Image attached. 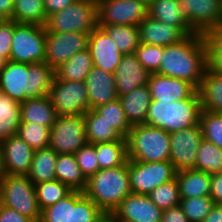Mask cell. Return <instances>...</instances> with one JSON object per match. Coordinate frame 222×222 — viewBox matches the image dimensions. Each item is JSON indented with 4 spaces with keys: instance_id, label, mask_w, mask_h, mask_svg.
<instances>
[{
    "instance_id": "cell-3",
    "label": "cell",
    "mask_w": 222,
    "mask_h": 222,
    "mask_svg": "<svg viewBox=\"0 0 222 222\" xmlns=\"http://www.w3.org/2000/svg\"><path fill=\"white\" fill-rule=\"evenodd\" d=\"M131 191L128 160L121 166L98 170L87 179L84 194L103 212H113Z\"/></svg>"
},
{
    "instance_id": "cell-52",
    "label": "cell",
    "mask_w": 222,
    "mask_h": 222,
    "mask_svg": "<svg viewBox=\"0 0 222 222\" xmlns=\"http://www.w3.org/2000/svg\"><path fill=\"white\" fill-rule=\"evenodd\" d=\"M77 0H43L46 17L72 5Z\"/></svg>"
},
{
    "instance_id": "cell-43",
    "label": "cell",
    "mask_w": 222,
    "mask_h": 222,
    "mask_svg": "<svg viewBox=\"0 0 222 222\" xmlns=\"http://www.w3.org/2000/svg\"><path fill=\"white\" fill-rule=\"evenodd\" d=\"M199 124L203 138L222 150V113L201 109Z\"/></svg>"
},
{
    "instance_id": "cell-42",
    "label": "cell",
    "mask_w": 222,
    "mask_h": 222,
    "mask_svg": "<svg viewBox=\"0 0 222 222\" xmlns=\"http://www.w3.org/2000/svg\"><path fill=\"white\" fill-rule=\"evenodd\" d=\"M148 196L162 211L179 206L181 201L179 186L176 178L159 185L157 188L151 191Z\"/></svg>"
},
{
    "instance_id": "cell-57",
    "label": "cell",
    "mask_w": 222,
    "mask_h": 222,
    "mask_svg": "<svg viewBox=\"0 0 222 222\" xmlns=\"http://www.w3.org/2000/svg\"><path fill=\"white\" fill-rule=\"evenodd\" d=\"M141 1H144L148 4L151 0H141Z\"/></svg>"
},
{
    "instance_id": "cell-13",
    "label": "cell",
    "mask_w": 222,
    "mask_h": 222,
    "mask_svg": "<svg viewBox=\"0 0 222 222\" xmlns=\"http://www.w3.org/2000/svg\"><path fill=\"white\" fill-rule=\"evenodd\" d=\"M89 34L80 32L55 33L46 31L45 60L54 70L77 52L88 48Z\"/></svg>"
},
{
    "instance_id": "cell-55",
    "label": "cell",
    "mask_w": 222,
    "mask_h": 222,
    "mask_svg": "<svg viewBox=\"0 0 222 222\" xmlns=\"http://www.w3.org/2000/svg\"><path fill=\"white\" fill-rule=\"evenodd\" d=\"M93 222H115L113 214L111 212H103Z\"/></svg>"
},
{
    "instance_id": "cell-26",
    "label": "cell",
    "mask_w": 222,
    "mask_h": 222,
    "mask_svg": "<svg viewBox=\"0 0 222 222\" xmlns=\"http://www.w3.org/2000/svg\"><path fill=\"white\" fill-rule=\"evenodd\" d=\"M176 181L181 198L209 196L211 190V174L189 169L176 172Z\"/></svg>"
},
{
    "instance_id": "cell-27",
    "label": "cell",
    "mask_w": 222,
    "mask_h": 222,
    "mask_svg": "<svg viewBox=\"0 0 222 222\" xmlns=\"http://www.w3.org/2000/svg\"><path fill=\"white\" fill-rule=\"evenodd\" d=\"M198 94L201 109L222 113V74L207 67L198 88Z\"/></svg>"
},
{
    "instance_id": "cell-35",
    "label": "cell",
    "mask_w": 222,
    "mask_h": 222,
    "mask_svg": "<svg viewBox=\"0 0 222 222\" xmlns=\"http://www.w3.org/2000/svg\"><path fill=\"white\" fill-rule=\"evenodd\" d=\"M46 19L43 0H14L12 20L16 23L44 26Z\"/></svg>"
},
{
    "instance_id": "cell-40",
    "label": "cell",
    "mask_w": 222,
    "mask_h": 222,
    "mask_svg": "<svg viewBox=\"0 0 222 222\" xmlns=\"http://www.w3.org/2000/svg\"><path fill=\"white\" fill-rule=\"evenodd\" d=\"M203 37L207 48L208 68L222 74V24L207 30Z\"/></svg>"
},
{
    "instance_id": "cell-36",
    "label": "cell",
    "mask_w": 222,
    "mask_h": 222,
    "mask_svg": "<svg viewBox=\"0 0 222 222\" xmlns=\"http://www.w3.org/2000/svg\"><path fill=\"white\" fill-rule=\"evenodd\" d=\"M103 211L84 192L70 193L69 222H93Z\"/></svg>"
},
{
    "instance_id": "cell-17",
    "label": "cell",
    "mask_w": 222,
    "mask_h": 222,
    "mask_svg": "<svg viewBox=\"0 0 222 222\" xmlns=\"http://www.w3.org/2000/svg\"><path fill=\"white\" fill-rule=\"evenodd\" d=\"M115 222H161L162 210L148 195L130 193L112 212Z\"/></svg>"
},
{
    "instance_id": "cell-56",
    "label": "cell",
    "mask_w": 222,
    "mask_h": 222,
    "mask_svg": "<svg viewBox=\"0 0 222 222\" xmlns=\"http://www.w3.org/2000/svg\"><path fill=\"white\" fill-rule=\"evenodd\" d=\"M6 62L7 60L2 55H0V71L2 70Z\"/></svg>"
},
{
    "instance_id": "cell-14",
    "label": "cell",
    "mask_w": 222,
    "mask_h": 222,
    "mask_svg": "<svg viewBox=\"0 0 222 222\" xmlns=\"http://www.w3.org/2000/svg\"><path fill=\"white\" fill-rule=\"evenodd\" d=\"M203 139L200 124L170 133V162L176 172L195 168L197 151Z\"/></svg>"
},
{
    "instance_id": "cell-8",
    "label": "cell",
    "mask_w": 222,
    "mask_h": 222,
    "mask_svg": "<svg viewBox=\"0 0 222 222\" xmlns=\"http://www.w3.org/2000/svg\"><path fill=\"white\" fill-rule=\"evenodd\" d=\"M46 30L43 25L21 24L14 21L9 61L40 63L45 60Z\"/></svg>"
},
{
    "instance_id": "cell-32",
    "label": "cell",
    "mask_w": 222,
    "mask_h": 222,
    "mask_svg": "<svg viewBox=\"0 0 222 222\" xmlns=\"http://www.w3.org/2000/svg\"><path fill=\"white\" fill-rule=\"evenodd\" d=\"M124 55L134 54L140 44L139 27L131 25H98Z\"/></svg>"
},
{
    "instance_id": "cell-54",
    "label": "cell",
    "mask_w": 222,
    "mask_h": 222,
    "mask_svg": "<svg viewBox=\"0 0 222 222\" xmlns=\"http://www.w3.org/2000/svg\"><path fill=\"white\" fill-rule=\"evenodd\" d=\"M203 222H222V205L215 204Z\"/></svg>"
},
{
    "instance_id": "cell-12",
    "label": "cell",
    "mask_w": 222,
    "mask_h": 222,
    "mask_svg": "<svg viewBox=\"0 0 222 222\" xmlns=\"http://www.w3.org/2000/svg\"><path fill=\"white\" fill-rule=\"evenodd\" d=\"M98 25L138 26L148 16V4L141 0H97Z\"/></svg>"
},
{
    "instance_id": "cell-16",
    "label": "cell",
    "mask_w": 222,
    "mask_h": 222,
    "mask_svg": "<svg viewBox=\"0 0 222 222\" xmlns=\"http://www.w3.org/2000/svg\"><path fill=\"white\" fill-rule=\"evenodd\" d=\"M34 150L18 135L0 142V161L2 174L27 176Z\"/></svg>"
},
{
    "instance_id": "cell-7",
    "label": "cell",
    "mask_w": 222,
    "mask_h": 222,
    "mask_svg": "<svg viewBox=\"0 0 222 222\" xmlns=\"http://www.w3.org/2000/svg\"><path fill=\"white\" fill-rule=\"evenodd\" d=\"M1 205L18 211L35 222H40L41 210L38 205L36 189L28 176H0Z\"/></svg>"
},
{
    "instance_id": "cell-29",
    "label": "cell",
    "mask_w": 222,
    "mask_h": 222,
    "mask_svg": "<svg viewBox=\"0 0 222 222\" xmlns=\"http://www.w3.org/2000/svg\"><path fill=\"white\" fill-rule=\"evenodd\" d=\"M83 116L87 143L97 144L126 140L94 109L88 110Z\"/></svg>"
},
{
    "instance_id": "cell-38",
    "label": "cell",
    "mask_w": 222,
    "mask_h": 222,
    "mask_svg": "<svg viewBox=\"0 0 222 222\" xmlns=\"http://www.w3.org/2000/svg\"><path fill=\"white\" fill-rule=\"evenodd\" d=\"M94 110L103 116V119L111 124L122 137L125 138L128 135V132L132 129V125L127 120L119 98L101 105Z\"/></svg>"
},
{
    "instance_id": "cell-25",
    "label": "cell",
    "mask_w": 222,
    "mask_h": 222,
    "mask_svg": "<svg viewBox=\"0 0 222 222\" xmlns=\"http://www.w3.org/2000/svg\"><path fill=\"white\" fill-rule=\"evenodd\" d=\"M56 117L55 108L51 104L48 95L38 98H28L21 103V122L38 123L51 129Z\"/></svg>"
},
{
    "instance_id": "cell-19",
    "label": "cell",
    "mask_w": 222,
    "mask_h": 222,
    "mask_svg": "<svg viewBox=\"0 0 222 222\" xmlns=\"http://www.w3.org/2000/svg\"><path fill=\"white\" fill-rule=\"evenodd\" d=\"M152 100L179 101L190 98L198 89L190 82L151 73L147 83Z\"/></svg>"
},
{
    "instance_id": "cell-47",
    "label": "cell",
    "mask_w": 222,
    "mask_h": 222,
    "mask_svg": "<svg viewBox=\"0 0 222 222\" xmlns=\"http://www.w3.org/2000/svg\"><path fill=\"white\" fill-rule=\"evenodd\" d=\"M70 194L41 211L40 222H69Z\"/></svg>"
},
{
    "instance_id": "cell-33",
    "label": "cell",
    "mask_w": 222,
    "mask_h": 222,
    "mask_svg": "<svg viewBox=\"0 0 222 222\" xmlns=\"http://www.w3.org/2000/svg\"><path fill=\"white\" fill-rule=\"evenodd\" d=\"M95 152L99 170L121 166L128 160L126 140L97 143L95 144Z\"/></svg>"
},
{
    "instance_id": "cell-41",
    "label": "cell",
    "mask_w": 222,
    "mask_h": 222,
    "mask_svg": "<svg viewBox=\"0 0 222 222\" xmlns=\"http://www.w3.org/2000/svg\"><path fill=\"white\" fill-rule=\"evenodd\" d=\"M17 135L33 150L45 149L49 146L50 128L38 123L20 122Z\"/></svg>"
},
{
    "instance_id": "cell-21",
    "label": "cell",
    "mask_w": 222,
    "mask_h": 222,
    "mask_svg": "<svg viewBox=\"0 0 222 222\" xmlns=\"http://www.w3.org/2000/svg\"><path fill=\"white\" fill-rule=\"evenodd\" d=\"M118 98L139 86L147 85L150 73L141 65L135 54L123 55L114 73Z\"/></svg>"
},
{
    "instance_id": "cell-20",
    "label": "cell",
    "mask_w": 222,
    "mask_h": 222,
    "mask_svg": "<svg viewBox=\"0 0 222 222\" xmlns=\"http://www.w3.org/2000/svg\"><path fill=\"white\" fill-rule=\"evenodd\" d=\"M84 82L90 109H95L118 98L113 73L94 67Z\"/></svg>"
},
{
    "instance_id": "cell-4",
    "label": "cell",
    "mask_w": 222,
    "mask_h": 222,
    "mask_svg": "<svg viewBox=\"0 0 222 222\" xmlns=\"http://www.w3.org/2000/svg\"><path fill=\"white\" fill-rule=\"evenodd\" d=\"M201 102L198 90L190 97L179 101L151 100L145 124L173 133L199 124Z\"/></svg>"
},
{
    "instance_id": "cell-22",
    "label": "cell",
    "mask_w": 222,
    "mask_h": 222,
    "mask_svg": "<svg viewBox=\"0 0 222 222\" xmlns=\"http://www.w3.org/2000/svg\"><path fill=\"white\" fill-rule=\"evenodd\" d=\"M140 43L166 47L181 42L188 35L179 27L165 24L147 16L140 22Z\"/></svg>"
},
{
    "instance_id": "cell-18",
    "label": "cell",
    "mask_w": 222,
    "mask_h": 222,
    "mask_svg": "<svg viewBox=\"0 0 222 222\" xmlns=\"http://www.w3.org/2000/svg\"><path fill=\"white\" fill-rule=\"evenodd\" d=\"M88 49L93 59L94 67L113 74L116 72L124 55L100 26H97L89 34Z\"/></svg>"
},
{
    "instance_id": "cell-34",
    "label": "cell",
    "mask_w": 222,
    "mask_h": 222,
    "mask_svg": "<svg viewBox=\"0 0 222 222\" xmlns=\"http://www.w3.org/2000/svg\"><path fill=\"white\" fill-rule=\"evenodd\" d=\"M21 104L2 94L0 97V142L17 135Z\"/></svg>"
},
{
    "instance_id": "cell-1",
    "label": "cell",
    "mask_w": 222,
    "mask_h": 222,
    "mask_svg": "<svg viewBox=\"0 0 222 222\" xmlns=\"http://www.w3.org/2000/svg\"><path fill=\"white\" fill-rule=\"evenodd\" d=\"M207 67L203 34L194 33L177 44L164 47L162 62L156 73L186 80L198 89Z\"/></svg>"
},
{
    "instance_id": "cell-6",
    "label": "cell",
    "mask_w": 222,
    "mask_h": 222,
    "mask_svg": "<svg viewBox=\"0 0 222 222\" xmlns=\"http://www.w3.org/2000/svg\"><path fill=\"white\" fill-rule=\"evenodd\" d=\"M98 26L97 0H77L72 5L47 16V32L90 34Z\"/></svg>"
},
{
    "instance_id": "cell-39",
    "label": "cell",
    "mask_w": 222,
    "mask_h": 222,
    "mask_svg": "<svg viewBox=\"0 0 222 222\" xmlns=\"http://www.w3.org/2000/svg\"><path fill=\"white\" fill-rule=\"evenodd\" d=\"M35 189L38 205L41 211L54 205L72 192L66 184H63L56 179L35 184Z\"/></svg>"
},
{
    "instance_id": "cell-58",
    "label": "cell",
    "mask_w": 222,
    "mask_h": 222,
    "mask_svg": "<svg viewBox=\"0 0 222 222\" xmlns=\"http://www.w3.org/2000/svg\"><path fill=\"white\" fill-rule=\"evenodd\" d=\"M2 175V170H1V161H0V176Z\"/></svg>"
},
{
    "instance_id": "cell-5",
    "label": "cell",
    "mask_w": 222,
    "mask_h": 222,
    "mask_svg": "<svg viewBox=\"0 0 222 222\" xmlns=\"http://www.w3.org/2000/svg\"><path fill=\"white\" fill-rule=\"evenodd\" d=\"M126 139L128 160L158 162L170 160V134L162 128L136 124Z\"/></svg>"
},
{
    "instance_id": "cell-11",
    "label": "cell",
    "mask_w": 222,
    "mask_h": 222,
    "mask_svg": "<svg viewBox=\"0 0 222 222\" xmlns=\"http://www.w3.org/2000/svg\"><path fill=\"white\" fill-rule=\"evenodd\" d=\"M132 193L148 195L163 183L173 180L176 170L170 161L139 162L128 160Z\"/></svg>"
},
{
    "instance_id": "cell-53",
    "label": "cell",
    "mask_w": 222,
    "mask_h": 222,
    "mask_svg": "<svg viewBox=\"0 0 222 222\" xmlns=\"http://www.w3.org/2000/svg\"><path fill=\"white\" fill-rule=\"evenodd\" d=\"M14 0H0V20L12 19Z\"/></svg>"
},
{
    "instance_id": "cell-28",
    "label": "cell",
    "mask_w": 222,
    "mask_h": 222,
    "mask_svg": "<svg viewBox=\"0 0 222 222\" xmlns=\"http://www.w3.org/2000/svg\"><path fill=\"white\" fill-rule=\"evenodd\" d=\"M55 177L72 191L84 192L87 186V179L81 173L75 154H58L55 164Z\"/></svg>"
},
{
    "instance_id": "cell-10",
    "label": "cell",
    "mask_w": 222,
    "mask_h": 222,
    "mask_svg": "<svg viewBox=\"0 0 222 222\" xmlns=\"http://www.w3.org/2000/svg\"><path fill=\"white\" fill-rule=\"evenodd\" d=\"M87 143L83 115L57 116L50 129L49 148L57 154H75Z\"/></svg>"
},
{
    "instance_id": "cell-37",
    "label": "cell",
    "mask_w": 222,
    "mask_h": 222,
    "mask_svg": "<svg viewBox=\"0 0 222 222\" xmlns=\"http://www.w3.org/2000/svg\"><path fill=\"white\" fill-rule=\"evenodd\" d=\"M194 169L208 174L222 172V150L203 138L197 151Z\"/></svg>"
},
{
    "instance_id": "cell-30",
    "label": "cell",
    "mask_w": 222,
    "mask_h": 222,
    "mask_svg": "<svg viewBox=\"0 0 222 222\" xmlns=\"http://www.w3.org/2000/svg\"><path fill=\"white\" fill-rule=\"evenodd\" d=\"M93 68V59L87 48L77 52L68 61L57 67L55 77L69 81H85V78Z\"/></svg>"
},
{
    "instance_id": "cell-45",
    "label": "cell",
    "mask_w": 222,
    "mask_h": 222,
    "mask_svg": "<svg viewBox=\"0 0 222 222\" xmlns=\"http://www.w3.org/2000/svg\"><path fill=\"white\" fill-rule=\"evenodd\" d=\"M163 53V46L140 43L134 54L141 65L151 74L158 71L162 62Z\"/></svg>"
},
{
    "instance_id": "cell-46",
    "label": "cell",
    "mask_w": 222,
    "mask_h": 222,
    "mask_svg": "<svg viewBox=\"0 0 222 222\" xmlns=\"http://www.w3.org/2000/svg\"><path fill=\"white\" fill-rule=\"evenodd\" d=\"M75 157L81 173L86 179L99 170V163L97 161V154L95 152V144L86 143L75 153Z\"/></svg>"
},
{
    "instance_id": "cell-24",
    "label": "cell",
    "mask_w": 222,
    "mask_h": 222,
    "mask_svg": "<svg viewBox=\"0 0 222 222\" xmlns=\"http://www.w3.org/2000/svg\"><path fill=\"white\" fill-rule=\"evenodd\" d=\"M127 120L130 124H144L151 103L148 85L139 86L131 92L119 97Z\"/></svg>"
},
{
    "instance_id": "cell-48",
    "label": "cell",
    "mask_w": 222,
    "mask_h": 222,
    "mask_svg": "<svg viewBox=\"0 0 222 222\" xmlns=\"http://www.w3.org/2000/svg\"><path fill=\"white\" fill-rule=\"evenodd\" d=\"M14 33V20H0V55L9 60Z\"/></svg>"
},
{
    "instance_id": "cell-51",
    "label": "cell",
    "mask_w": 222,
    "mask_h": 222,
    "mask_svg": "<svg viewBox=\"0 0 222 222\" xmlns=\"http://www.w3.org/2000/svg\"><path fill=\"white\" fill-rule=\"evenodd\" d=\"M161 222H189L179 206L172 207L162 211Z\"/></svg>"
},
{
    "instance_id": "cell-2",
    "label": "cell",
    "mask_w": 222,
    "mask_h": 222,
    "mask_svg": "<svg viewBox=\"0 0 222 222\" xmlns=\"http://www.w3.org/2000/svg\"><path fill=\"white\" fill-rule=\"evenodd\" d=\"M55 70L46 62L16 63L7 61L0 71V90L18 103L28 98L48 95Z\"/></svg>"
},
{
    "instance_id": "cell-44",
    "label": "cell",
    "mask_w": 222,
    "mask_h": 222,
    "mask_svg": "<svg viewBox=\"0 0 222 222\" xmlns=\"http://www.w3.org/2000/svg\"><path fill=\"white\" fill-rule=\"evenodd\" d=\"M180 207L189 222H203L215 205L210 196L181 198Z\"/></svg>"
},
{
    "instance_id": "cell-50",
    "label": "cell",
    "mask_w": 222,
    "mask_h": 222,
    "mask_svg": "<svg viewBox=\"0 0 222 222\" xmlns=\"http://www.w3.org/2000/svg\"><path fill=\"white\" fill-rule=\"evenodd\" d=\"M214 203L222 205V172L211 174V190L209 195Z\"/></svg>"
},
{
    "instance_id": "cell-23",
    "label": "cell",
    "mask_w": 222,
    "mask_h": 222,
    "mask_svg": "<svg viewBox=\"0 0 222 222\" xmlns=\"http://www.w3.org/2000/svg\"><path fill=\"white\" fill-rule=\"evenodd\" d=\"M148 16L165 24L179 27L187 35L196 33L182 14L178 0H151L148 3Z\"/></svg>"
},
{
    "instance_id": "cell-49",
    "label": "cell",
    "mask_w": 222,
    "mask_h": 222,
    "mask_svg": "<svg viewBox=\"0 0 222 222\" xmlns=\"http://www.w3.org/2000/svg\"><path fill=\"white\" fill-rule=\"evenodd\" d=\"M0 222H35L27 216L21 215L18 211L0 205Z\"/></svg>"
},
{
    "instance_id": "cell-31",
    "label": "cell",
    "mask_w": 222,
    "mask_h": 222,
    "mask_svg": "<svg viewBox=\"0 0 222 222\" xmlns=\"http://www.w3.org/2000/svg\"><path fill=\"white\" fill-rule=\"evenodd\" d=\"M58 154L51 148L34 150L29 179L33 184L40 182L53 181L55 177V164Z\"/></svg>"
},
{
    "instance_id": "cell-15",
    "label": "cell",
    "mask_w": 222,
    "mask_h": 222,
    "mask_svg": "<svg viewBox=\"0 0 222 222\" xmlns=\"http://www.w3.org/2000/svg\"><path fill=\"white\" fill-rule=\"evenodd\" d=\"M181 12L199 34L222 24V0H178Z\"/></svg>"
},
{
    "instance_id": "cell-9",
    "label": "cell",
    "mask_w": 222,
    "mask_h": 222,
    "mask_svg": "<svg viewBox=\"0 0 222 222\" xmlns=\"http://www.w3.org/2000/svg\"><path fill=\"white\" fill-rule=\"evenodd\" d=\"M48 97L57 116L84 115L90 110L84 81L54 78Z\"/></svg>"
}]
</instances>
